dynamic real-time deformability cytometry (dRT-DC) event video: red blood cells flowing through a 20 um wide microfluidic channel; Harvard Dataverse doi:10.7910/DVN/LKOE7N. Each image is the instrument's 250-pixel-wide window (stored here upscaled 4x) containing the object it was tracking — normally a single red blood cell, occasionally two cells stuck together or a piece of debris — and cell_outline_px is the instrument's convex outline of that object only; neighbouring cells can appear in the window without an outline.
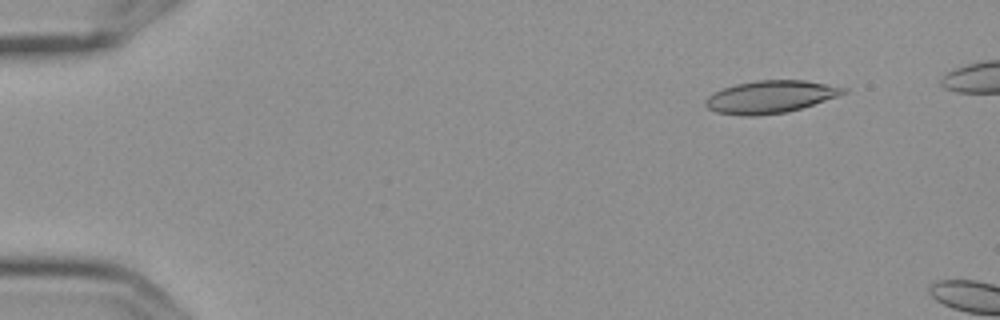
{"species": "Egyptian fruit bat (a non-hibernating species)", "species_latin": "Rousettus aegyptiacus", "temperature_condition": "cold", "stored_images_in_passage": 5, "camera_frame_rate_fps": 3000, "um_per_image_px": 0.085, "frame": {"image": 1, "passage_image": 2, "time_ms": 0.333, "image_size_px": [1000, 320], "cell_outline_px": [[848, 92], [788, 112], [756, 116], [744, 116], [716, 112], [708, 108], [704, 104], [704, 100], [708, 96], [724, 88], [736, 84], [756, 80], [804, 80], [828, 84], [848, 88]], "centroid_in_image_um": [65.47, 8.23], "position_along_channel_um": 19.5, "area_um2": 25.95}}